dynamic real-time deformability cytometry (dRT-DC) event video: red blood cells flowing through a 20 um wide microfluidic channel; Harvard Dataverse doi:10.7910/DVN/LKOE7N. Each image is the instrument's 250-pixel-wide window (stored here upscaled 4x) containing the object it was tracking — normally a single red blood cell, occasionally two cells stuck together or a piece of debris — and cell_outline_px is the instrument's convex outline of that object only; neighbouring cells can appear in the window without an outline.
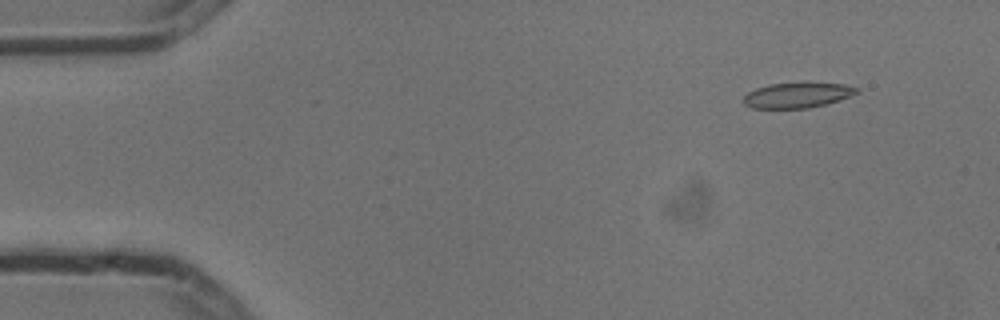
{"species": "common noctule bat (a hibernating species)", "species_latin": "Nyctalus noctula", "temperature_condition": "cold", "stored_images_in_passage": 4, "camera_frame_rate_fps": 3000, "um_per_image_px": 0.085, "animal": {"sex": "male", "body_mass_g": 13.3}, "frame": {"image": 1, "passage_image": 1, "time_ms": 0.0, "image_size_px": [1000, 320], "cell_outline_px": [[860, 92], [824, 104], [808, 108], [752, 108], [744, 104], [744, 96], [748, 92], [756, 88], [768, 84], [804, 80], [844, 84], [860, 88]], "centroid_in_image_um": [67.78, 8.03], "position_along_channel_um": 17.2, "area_um2": 17.22}}
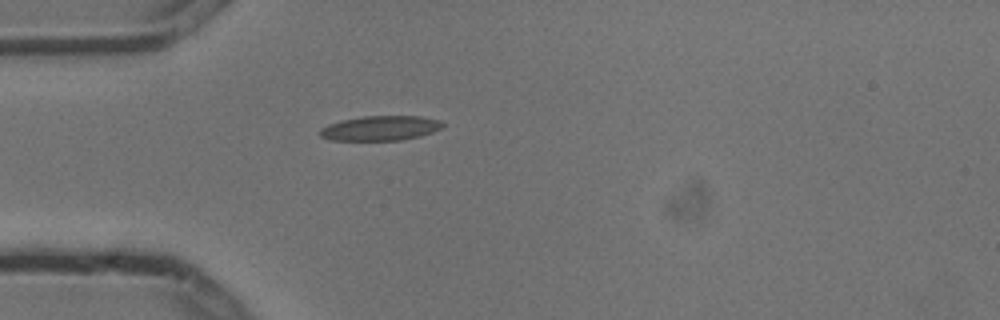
{"frame": {"image": 2, "passage_image": 4, "time_ms": 1.0, "image_size_px": [1000, 320], "cell_outline_px": [[444, 124], [440, 128], [432, 132], [420, 136], [400, 140], [328, 140], [320, 136], [320, 128], [328, 124], [360, 116], [420, 116], [440, 120]], "centroid_in_image_um": [32.31, 10.89], "position_along_channel_um": 52.7, "area_um2": 17.63}}